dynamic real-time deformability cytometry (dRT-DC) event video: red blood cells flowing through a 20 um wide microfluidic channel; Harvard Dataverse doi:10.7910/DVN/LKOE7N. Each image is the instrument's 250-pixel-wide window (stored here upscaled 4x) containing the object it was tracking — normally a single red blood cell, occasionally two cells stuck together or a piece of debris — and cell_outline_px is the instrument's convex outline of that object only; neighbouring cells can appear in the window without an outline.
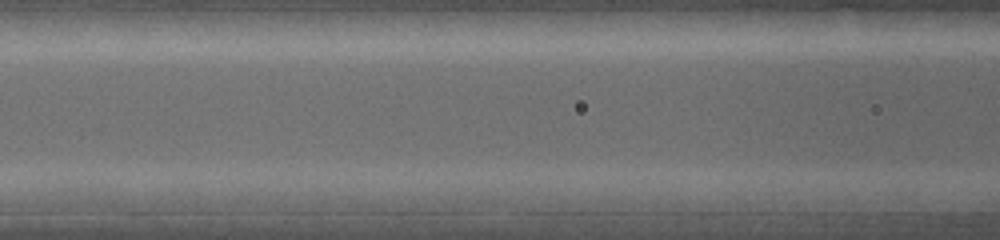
{"species": "common noctule bat (a hibernating species)", "species_latin": "Nyctalus noctula", "temperature_condition": "warm", "stored_images_in_passage": 6, "camera_frame_rate_fps": 5000, "um_per_image_px": 0.085, "animal": {"sex": "female", "body_mass_g": 19.0, "forearm_length_mm": 53.3}, "frame": {"image": 1, "passage_image": 6, "time_ms": 1.0, "image_size_px": [1000, 240], "cell_outline_px": [[868, 208], [864, 212], [736, 212], [724, 200], [732, 196], [744, 192], [772, 188], [852, 192], [868, 200]], "centroid_in_image_um": [67.76, 17.11], "position_along_channel_um": 98.8, "area_um2": 20.81}}